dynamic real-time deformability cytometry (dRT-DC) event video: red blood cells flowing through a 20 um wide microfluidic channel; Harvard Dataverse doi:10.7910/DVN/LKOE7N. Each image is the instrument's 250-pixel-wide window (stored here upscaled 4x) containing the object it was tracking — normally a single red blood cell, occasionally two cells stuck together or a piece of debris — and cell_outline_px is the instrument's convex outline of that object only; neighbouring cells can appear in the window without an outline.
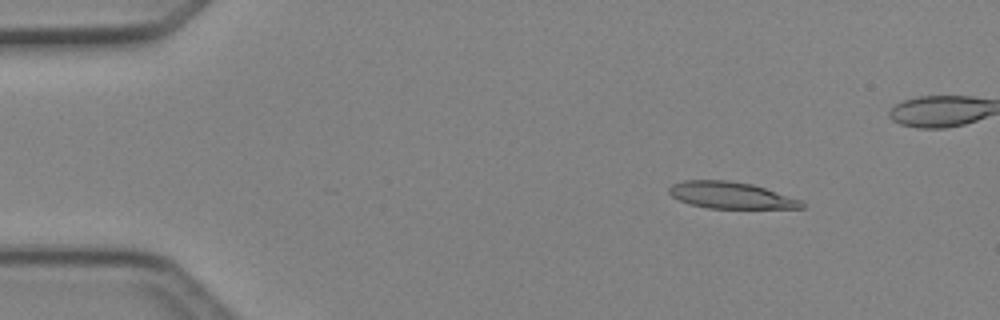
{"species": "Egyptian fruit bat (a non-hibernating species)", "species_latin": "Rousettus aegyptiacus", "temperature_condition": "cold", "stored_images_in_passage": 49, "camera_frame_rate_fps": 3000, "um_per_image_px": 0.085, "animal": {"sex": "female"}, "frame": {"image": 1, "passage_image": 7, "time_ms": 2.0, "image_size_px": [1000, 320], "cell_outline_px": [[804, 208], [708, 208], [688, 204], [672, 196], [668, 192], [668, 188], [672, 184], [684, 180], [728, 180], [752, 184], [804, 200]], "centroid_in_image_um": [62.13, 16.59], "position_along_channel_um": 22.9, "area_um2": 20.69}}
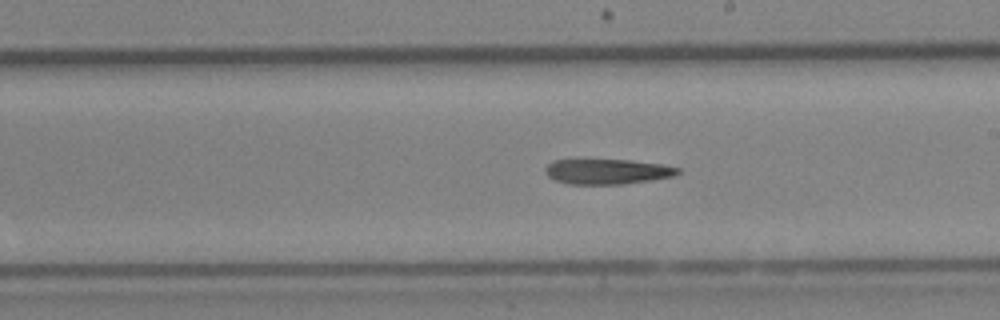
{"frame": {"image": 2, "passage_image": 28, "time_ms": 9.0, "image_size_px": [1000, 320], "cell_outline_px": [[680, 172], [672, 176], [652, 180], [624, 184], [568, 184], [556, 180], [548, 176], [544, 172], [544, 168], [552, 160], [632, 160], [660, 164], [680, 168]], "centroid_in_image_um": [51.6, 14.58], "position_along_channel_um": 237.4, "area_um2": 19.42}}
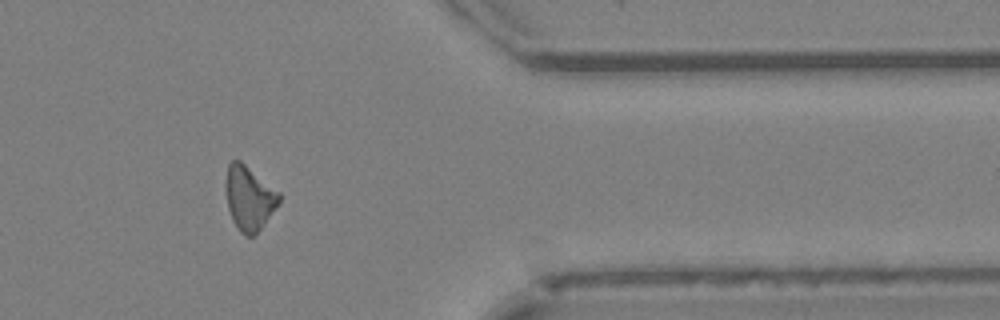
{"frame": {"image": 3, "passage_image": 40, "time_ms": 13.0, "image_size_px": [1000, 320], "cell_outline_px": [[280, 200], [260, 228], [252, 236], [248, 236], [240, 232], [232, 220], [228, 208], [228, 164], [232, 160], [240, 160], [280, 192]], "centroid_in_image_um": [21.2, 16.83], "position_along_channel_um": 390.2, "area_um2": 19.13}}